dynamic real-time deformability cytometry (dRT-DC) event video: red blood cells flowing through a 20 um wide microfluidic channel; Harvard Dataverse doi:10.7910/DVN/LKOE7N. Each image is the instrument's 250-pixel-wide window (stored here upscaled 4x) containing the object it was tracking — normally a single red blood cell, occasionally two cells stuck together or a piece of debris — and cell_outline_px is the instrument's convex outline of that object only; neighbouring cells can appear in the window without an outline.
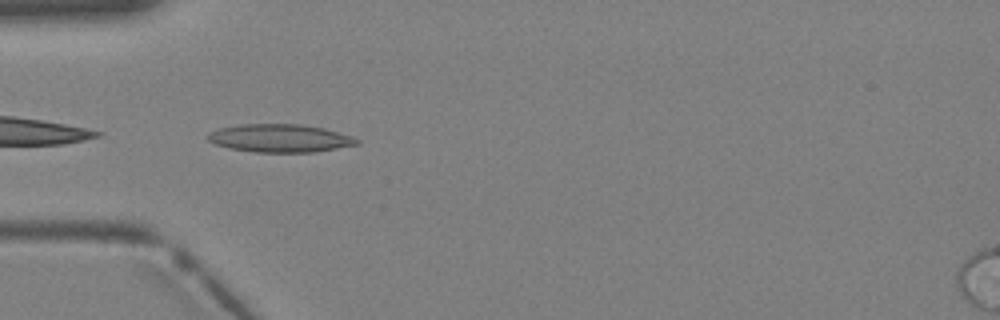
{"species": "Egyptian fruit bat (a non-hibernating species)", "species_latin": "Rousettus aegyptiacus", "temperature_condition": "warm", "stored_images_in_passage": 14, "camera_frame_rate_fps": 3000, "um_per_image_px": 0.085, "animal": {"sex": "female"}, "frame": {"image": 1, "passage_image": 5, "time_ms": 1.333, "image_size_px": [1000, 320], "cell_outline_px": [[360, 144], [316, 152], [256, 152], [228, 148], [216, 144], [208, 140], [204, 136], [208, 132], [216, 128], [240, 124], [300, 124], [324, 128], [352, 136], [360, 140]], "centroid_in_image_um": [23.77, 11.74], "position_along_channel_um": 61.2, "area_um2": 24.62}}